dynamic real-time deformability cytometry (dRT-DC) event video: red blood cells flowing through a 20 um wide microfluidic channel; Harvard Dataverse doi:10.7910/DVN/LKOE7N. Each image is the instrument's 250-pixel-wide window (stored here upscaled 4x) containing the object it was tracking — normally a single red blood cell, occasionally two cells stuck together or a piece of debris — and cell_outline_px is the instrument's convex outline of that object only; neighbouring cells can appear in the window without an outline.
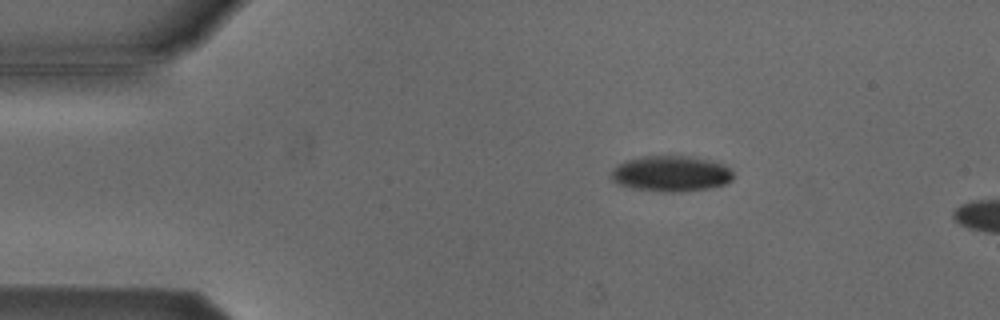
{"species": "Egyptian fruit bat (a non-hibernating species)", "species_latin": "Rousettus aegyptiacus", "temperature_condition": "cold", "stored_images_in_passage": 45, "camera_frame_rate_fps": 3000, "um_per_image_px": 0.085, "animal": {"sex": "male"}, "frame": {"image": 1, "passage_image": 1, "time_ms": 0.0, "image_size_px": [1000, 320], "cell_outline_px": [[732, 180], [724, 184], [708, 188], [680, 192], [672, 192], [632, 188], [620, 184], [612, 180], [612, 172], [616, 164], [624, 160], [640, 156], [696, 156], [712, 160], [724, 164], [732, 172]], "centroid_in_image_um": [57.04, 14.73], "position_along_channel_um": 28.0, "area_um2": 25.49}}
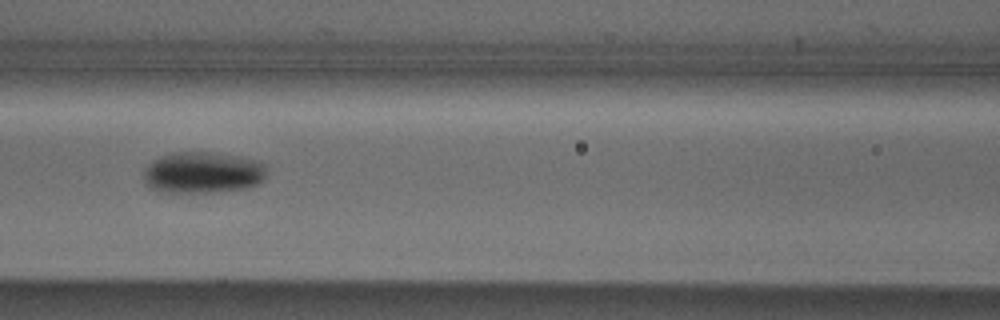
{"frame": {"image": 2, "passage_image": 15, "time_ms": 4.667, "image_size_px": [1000, 320], "cell_outline_px": [[268, 168], [264, 180], [256, 184], [244, 188], [212, 192], [160, 192], [152, 188], [144, 180], [144, 172], [148, 164], [152, 160], [168, 152], [212, 152], [240, 156], [260, 160]], "centroid_in_image_um": [17.26, 14.64], "position_along_channel_um": 149.3, "area_um2": 30.0}}
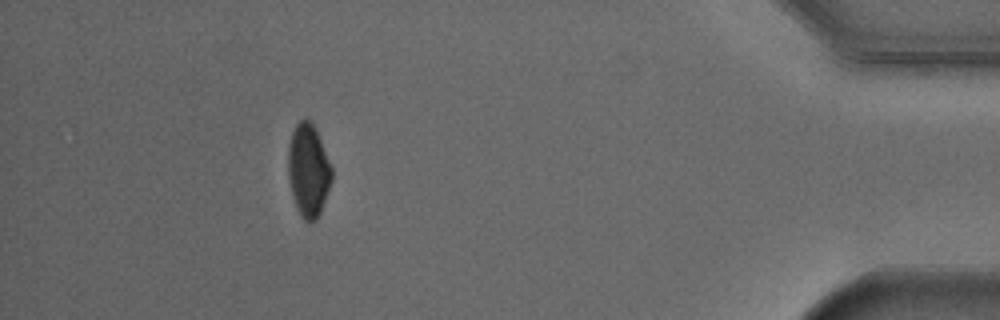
{"frame": {"image": 3, "passage_image": 40, "time_ms": 13.0, "image_size_px": [1000, 320], "cell_outline_px": [[332, 180], [320, 212], [316, 220], [312, 224], [308, 224], [300, 216], [296, 208], [292, 196], [288, 172], [288, 144], [292, 132], [296, 124], [304, 116], [312, 120], [332, 168]], "centroid_in_image_um": [26.2, 14.48], "position_along_channel_um": 409.0, "area_um2": 23.87}, "authors_computed_cell_mechanics": {"area_um2": 26.4724, "velocity_mm_per_s": 3.831, "shape_relaxation_time_tau1_ms": 2.5971, "shape_relaxation_time_tau2_ms": null, "deformation_change_tau1": 0.1029, "deformation_change_tau2": null}}